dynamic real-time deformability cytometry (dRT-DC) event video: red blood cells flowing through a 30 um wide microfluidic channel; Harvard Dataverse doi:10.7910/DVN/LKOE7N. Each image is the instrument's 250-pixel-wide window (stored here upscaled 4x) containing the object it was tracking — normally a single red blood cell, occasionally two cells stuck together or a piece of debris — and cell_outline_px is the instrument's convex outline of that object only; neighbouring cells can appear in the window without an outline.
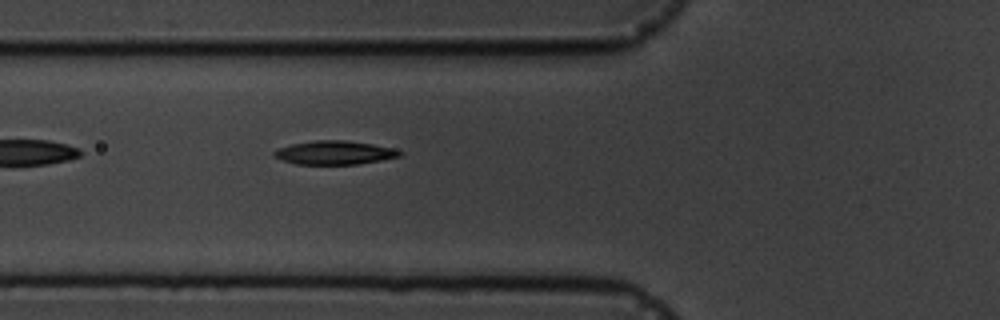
{"species": "common noctule bat (a hibernating species)", "species_latin": "Nyctalus noctula", "temperature_condition": "cold", "stored_images_in_passage": 6, "camera_frame_rate_fps": 3000, "um_per_image_px": 0.085, "animal": {"sex": "male", "body_mass_g": 19.5, "forearm_length_mm": 54.6}, "frame": {"image": 1, "passage_image": 6, "time_ms": 6.0, "image_size_px": [1000, 320], "cell_outline_px": [[404, 152], [400, 156], [380, 160], [356, 164], [296, 164], [272, 156], [272, 152], [280, 148], [292, 144], [316, 140], [344, 140], [372, 144], [392, 148]], "centroid_in_image_um": [28.43, 12.97], "position_along_channel_um": 97.4, "area_um2": 17.11}}